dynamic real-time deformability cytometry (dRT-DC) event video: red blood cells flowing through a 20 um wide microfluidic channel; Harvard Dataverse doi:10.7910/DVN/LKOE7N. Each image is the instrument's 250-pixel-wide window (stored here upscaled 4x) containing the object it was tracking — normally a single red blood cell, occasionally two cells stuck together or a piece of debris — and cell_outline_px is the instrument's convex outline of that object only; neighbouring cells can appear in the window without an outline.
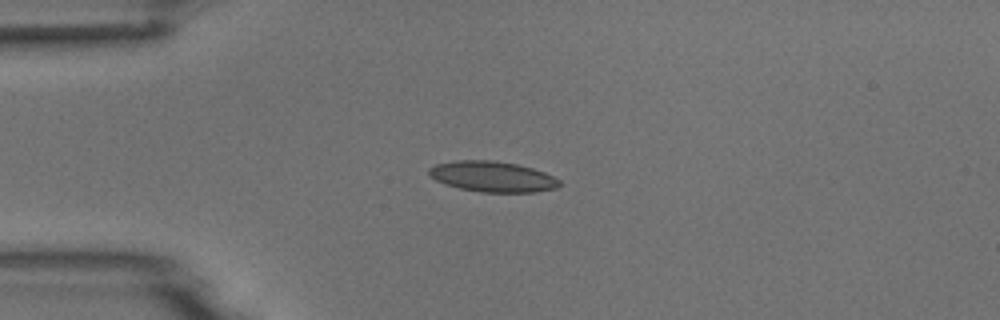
{"species": "common noctule bat (a hibernating species)", "species_latin": "Nyctalus noctula", "temperature_condition": "room temperature", "stored_images_in_passage": 14, "camera_frame_rate_fps": 3000, "um_per_image_px": 0.085, "animal": {"sex": "male", "body_mass_g": 18.8}, "frame": {"image": 1, "passage_image": 3, "time_ms": 3.333, "image_size_px": [1000, 320], "cell_outline_px": [[560, 184], [556, 188], [536, 192], [480, 192], [460, 188], [444, 184], [428, 176], [428, 168], [436, 164], [456, 160], [492, 160], [516, 164], [532, 168], [544, 172], [560, 180]], "centroid_in_image_um": [41.83, 15.01], "position_along_channel_um": 43.2, "area_um2": 23.29}}
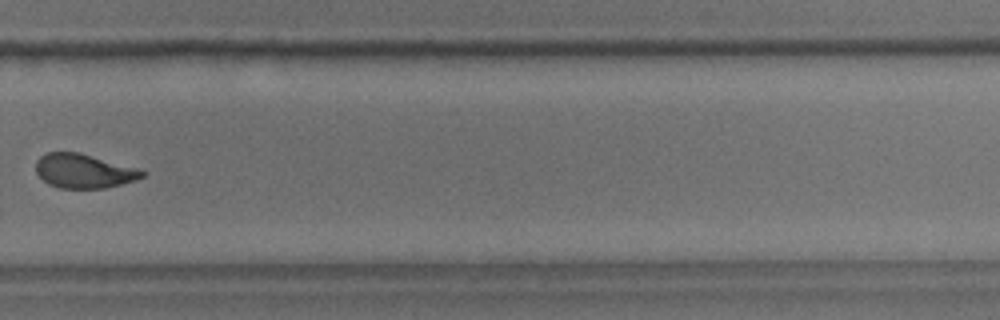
{"frame": {"image": 2, "passage_image": 10, "time_ms": 11.333, "image_size_px": [1000, 320], "cell_outline_px": [[148, 172], [144, 176], [136, 180], [104, 188], [60, 188], [48, 184], [36, 172], [36, 160], [40, 156], [48, 152], [80, 152], [140, 168]], "centroid_in_image_um": [7.16, 14.52], "position_along_channel_um": 322.6, "area_um2": 21.39}}
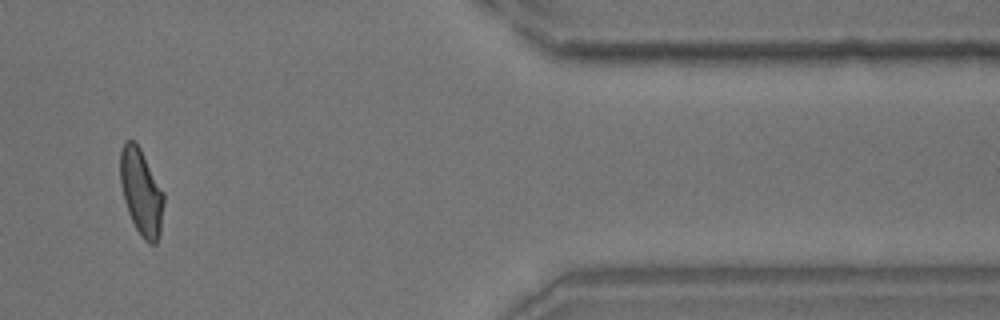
{"frame": {"image": 3, "passage_image": 12, "time_ms": 14.333, "image_size_px": [1000, 320], "cell_outline_px": [[164, 204], [160, 232], [156, 244], [148, 244], [140, 236], [128, 212], [124, 200], [120, 184], [120, 148], [124, 140], [136, 140], [164, 192]], "centroid_in_image_um": [12.0, 16.3], "position_along_channel_um": 399.4, "area_um2": 22.2}}